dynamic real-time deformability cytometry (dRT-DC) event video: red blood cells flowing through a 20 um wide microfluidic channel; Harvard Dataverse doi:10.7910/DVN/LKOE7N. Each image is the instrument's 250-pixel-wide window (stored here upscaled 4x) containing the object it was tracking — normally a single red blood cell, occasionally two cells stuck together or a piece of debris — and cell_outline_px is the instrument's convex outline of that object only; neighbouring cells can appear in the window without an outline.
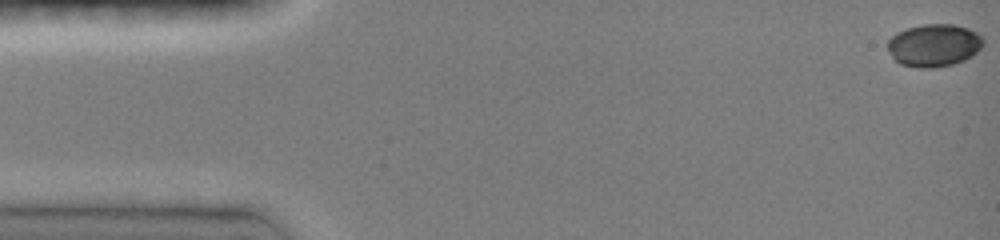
{"species": "common noctule bat (a hibernating species)", "species_latin": "Nyctalus noctula", "temperature_condition": "room temperature", "stored_images_in_passage": 42, "camera_frame_rate_fps": 3000, "um_per_image_px": 0.085, "animal": {"sex": "female", "body_mass_g": 19.0, "forearm_length_mm": 51.5}, "frame": {"image": 1, "passage_image": 1, "time_ms": 0.0, "image_size_px": [1000, 240], "cell_outline_px": [[984, 44], [972, 56], [964, 60], [952, 64], [932, 68], [920, 68], [900, 64], [888, 52], [888, 40], [896, 32], [908, 28], [924, 24], [952, 24], [968, 28], [984, 36]], "centroid_in_image_um": [79.4, 3.84], "position_along_channel_um": 5.6, "area_um2": 23.81}}
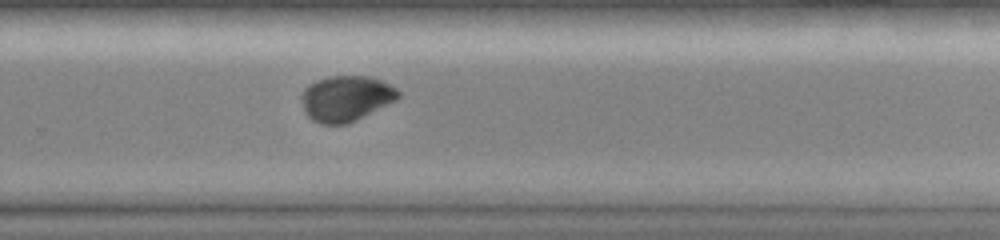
{"frame": {"image": 2, "passage_image": 32, "time_ms": 10.333, "image_size_px": [1000, 240], "cell_outline_px": [[400, 96], [396, 100], [348, 124], [320, 124], [312, 120], [304, 112], [300, 96], [300, 92], [308, 84], [316, 80], [328, 76], [372, 76], [396, 88], [400, 92]], "centroid_in_image_um": [29.37, 8.36], "position_along_channel_um": 300.4, "area_um2": 25.95}}
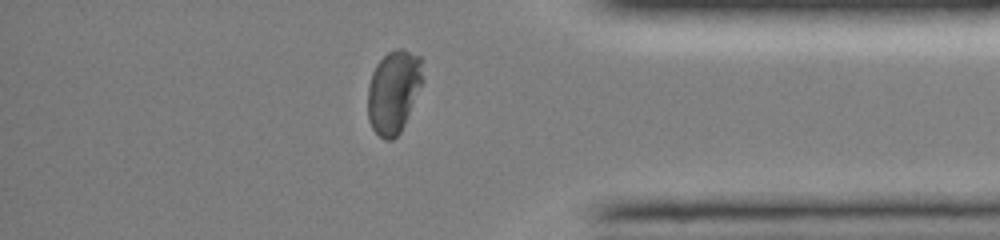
{"frame": {"image": 3, "passage_image": 40, "time_ms": 13.0, "image_size_px": [1000, 240], "cell_outline_px": [[424, 80], [404, 124], [400, 132], [392, 140], [384, 140], [372, 128], [368, 120], [368, 84], [372, 72], [376, 64], [388, 52], [396, 48], [404, 48], [420, 56]], "centroid_in_image_um": [33.46, 7.76], "position_along_channel_um": 401.7, "area_um2": 26.7}}